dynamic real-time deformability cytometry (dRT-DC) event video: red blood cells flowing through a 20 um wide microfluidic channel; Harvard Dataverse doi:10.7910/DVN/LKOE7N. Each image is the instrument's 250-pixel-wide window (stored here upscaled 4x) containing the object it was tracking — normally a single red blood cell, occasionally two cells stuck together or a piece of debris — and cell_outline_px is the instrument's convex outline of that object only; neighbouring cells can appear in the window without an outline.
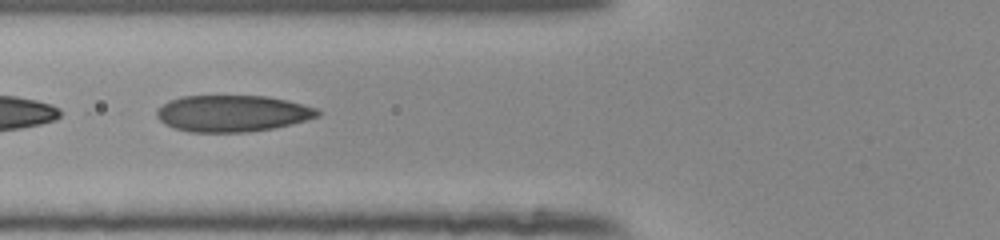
{"species": "human", "species_latin": "Homo sapiens", "temperature_condition": "room temperature", "stored_images_in_passage": 53, "camera_frame_rate_fps": 3000, "um_per_image_px": 0.085, "donor": {"sex": "female"}, "frame": {"image": 1, "passage_image": 22, "time_ms": 7.0, "image_size_px": [1000, 240], "cell_outline_px": [[320, 116], [292, 124], [272, 128], [248, 132], [188, 132], [172, 128], [164, 124], [156, 116], [156, 112], [168, 100], [180, 96], [268, 96], [288, 100], [316, 108], [320, 112]], "centroid_in_image_um": [19.74, 9.64], "position_along_channel_um": 106.1, "area_um2": 34.39}}
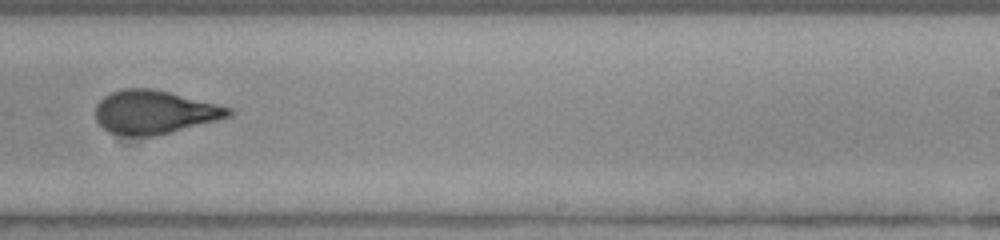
{"frame": {"image": 2, "passage_image": 35, "time_ms": 11.333, "image_size_px": [1000, 240], "cell_outline_px": [[232, 116], [156, 136], [128, 136], [108, 132], [96, 120], [96, 104], [104, 96], [112, 92], [124, 88], [148, 88], [168, 92], [232, 108]], "centroid_in_image_um": [13.1, 9.54], "position_along_channel_um": 275.9, "area_um2": 33.47}}
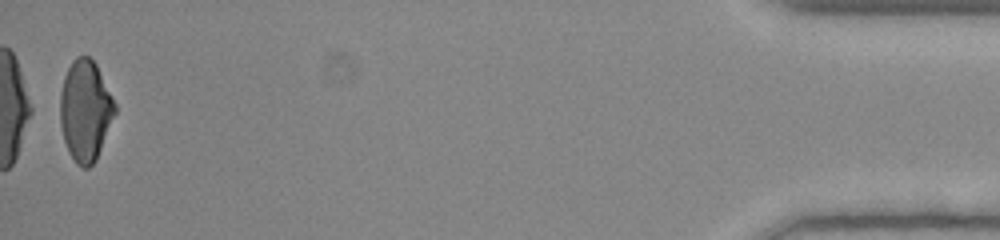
{"frame": {"image": 3, "passage_image": 53, "time_ms": 17.333, "image_size_px": [1000, 240], "cell_outline_px": [[116, 112], [96, 160], [88, 168], [84, 168], [76, 164], [68, 152], [64, 140], [60, 124], [60, 92], [64, 76], [72, 60], [76, 56], [88, 56], [96, 64], [116, 104]], "centroid_in_image_um": [7.24, 9.41], "position_along_channel_um": 428.0, "area_um2": 32.25}, "authors_computed_cell_mechanics": {"area_um2": 34.7956, "velocity_mm_per_s": 3.9317, "shape_relaxation_time_tau1_ms": 5.2604, "shape_relaxation_time_tau2_ms": 0.9659, "deformation_change_tau1": 0.1747, "deformation_change_tau2": 0.0767}}